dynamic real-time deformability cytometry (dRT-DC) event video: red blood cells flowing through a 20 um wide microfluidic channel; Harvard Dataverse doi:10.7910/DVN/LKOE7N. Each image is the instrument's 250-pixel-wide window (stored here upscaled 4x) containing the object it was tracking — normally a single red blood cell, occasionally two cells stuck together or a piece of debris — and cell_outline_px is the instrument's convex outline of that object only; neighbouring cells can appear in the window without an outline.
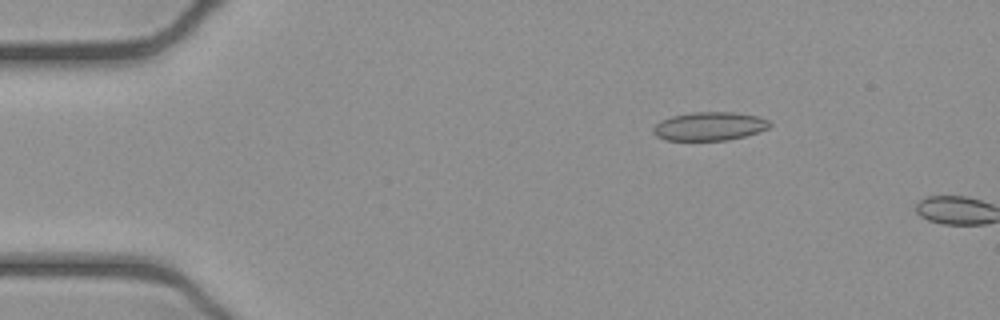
{"species": "common noctule bat (a hibernating species)", "species_latin": "Nyctalus noctula", "temperature_condition": "cold", "stored_images_in_passage": 9, "camera_frame_rate_fps": 3000, "um_per_image_px": 0.085, "animal": {"sex": "female", "body_mass_g": 21.9}, "frame": {"image": 1, "passage_image": 8, "time_ms": 2.333, "image_size_px": [1000, 320], "cell_outline_px": [[772, 124], [768, 128], [744, 136], [728, 140], [664, 140], [656, 136], [652, 132], [652, 128], [660, 120], [672, 116], [692, 112], [736, 112], [756, 116], [768, 120]], "centroid_in_image_um": [60.26, 10.73], "position_along_channel_um": 24.7, "area_um2": 19.36}}